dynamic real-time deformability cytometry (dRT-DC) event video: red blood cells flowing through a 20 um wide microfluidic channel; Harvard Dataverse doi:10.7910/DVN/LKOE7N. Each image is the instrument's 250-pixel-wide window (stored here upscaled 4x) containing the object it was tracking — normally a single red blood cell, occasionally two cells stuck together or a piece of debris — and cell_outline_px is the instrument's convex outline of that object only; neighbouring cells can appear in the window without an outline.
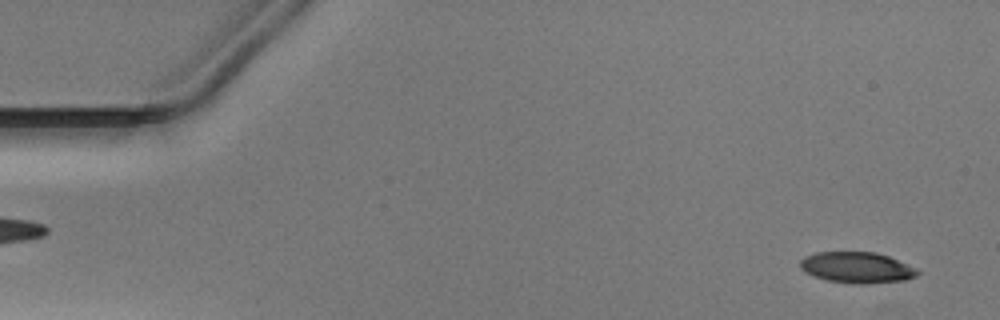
{"species": "Egyptian fruit bat (a non-hibernating species)", "species_latin": "Rousettus aegyptiacus", "temperature_condition": "warm", "stored_images_in_passage": 41, "camera_frame_rate_fps": 3000, "um_per_image_px": 0.085, "animal": {"sex": "male"}, "frame": {"image": 1, "passage_image": 2, "time_ms": 0.333, "image_size_px": [1000, 320], "cell_outline_px": [[920, 272], [916, 276], [904, 280], [860, 284], [856, 284], [828, 280], [812, 276], [804, 272], [800, 268], [800, 260], [804, 256], [816, 252], [876, 252], [888, 256], [916, 268]], "centroid_in_image_um": [72.79, 22.73], "position_along_channel_um": 12.2, "area_um2": 21.15}}
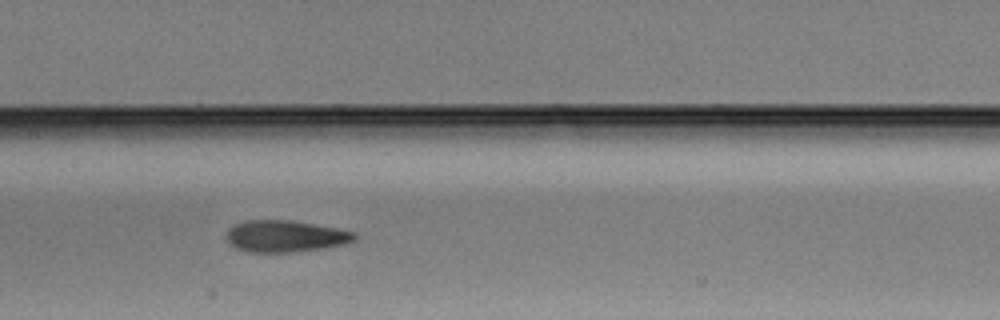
{"frame": {"image": 2, "passage_image": 24, "time_ms": 7.667, "image_size_px": [1000, 320], "cell_outline_px": [[356, 240], [344, 244], [296, 252], [248, 252], [236, 248], [228, 244], [224, 236], [228, 228], [232, 224], [244, 220], [292, 220], [336, 228], [356, 232]], "centroid_in_image_um": [24.18, 20.07], "position_along_channel_um": 183.2, "area_um2": 23.99}}
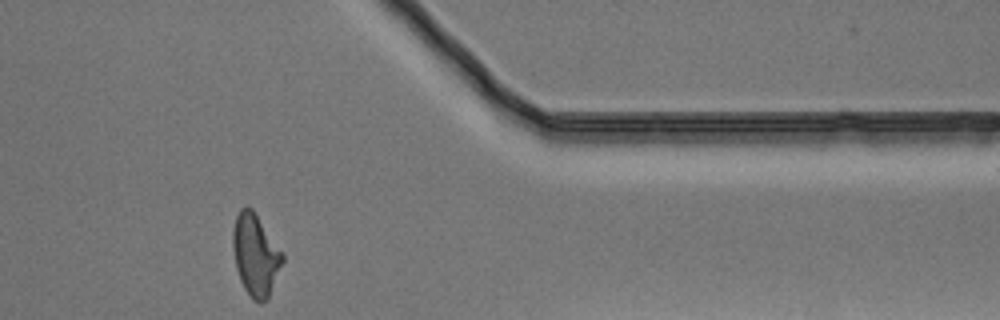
{"frame": {"image": 3, "passage_image": 41, "time_ms": 13.333, "image_size_px": [1000, 320], "cell_outline_px": [[284, 260], [268, 300], [260, 304], [252, 300], [244, 288], [240, 280], [236, 268], [232, 248], [232, 232], [236, 216], [240, 208], [248, 204], [252, 208], [284, 252]], "centroid_in_image_um": [21.73, 21.67], "position_along_channel_um": 389.7, "area_um2": 24.22}}